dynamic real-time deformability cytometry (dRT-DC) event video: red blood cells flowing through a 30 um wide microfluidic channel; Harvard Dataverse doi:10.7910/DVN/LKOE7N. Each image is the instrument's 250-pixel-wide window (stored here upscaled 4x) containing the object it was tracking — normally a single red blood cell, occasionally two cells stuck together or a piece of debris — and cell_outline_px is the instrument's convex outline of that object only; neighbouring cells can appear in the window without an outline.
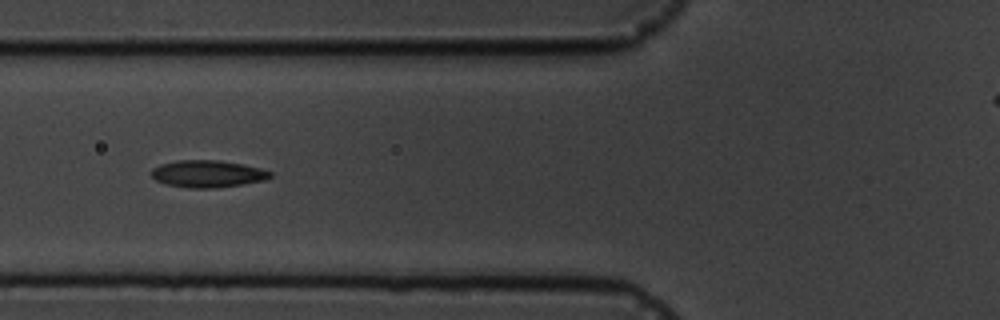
{"species": "common noctule bat (a hibernating species)", "species_latin": "Nyctalus noctula", "temperature_condition": "cold", "stored_images_in_passage": 10, "camera_frame_rate_fps": 3000, "um_per_image_px": 0.085, "animal": {"sex": "male", "body_mass_g": 19.5, "forearm_length_mm": 54.6}, "frame": {"image": 1, "passage_image": 7, "time_ms": 7.0, "image_size_px": [1000, 320], "cell_outline_px": [[272, 176], [264, 180], [244, 184], [216, 188], [188, 188], [164, 184], [156, 180], [152, 176], [152, 168], [160, 164], [176, 160], [220, 160], [244, 164], [260, 168], [272, 172]], "centroid_in_image_um": [17.64, 14.77], "position_along_channel_um": 108.2, "area_um2": 18.96}}
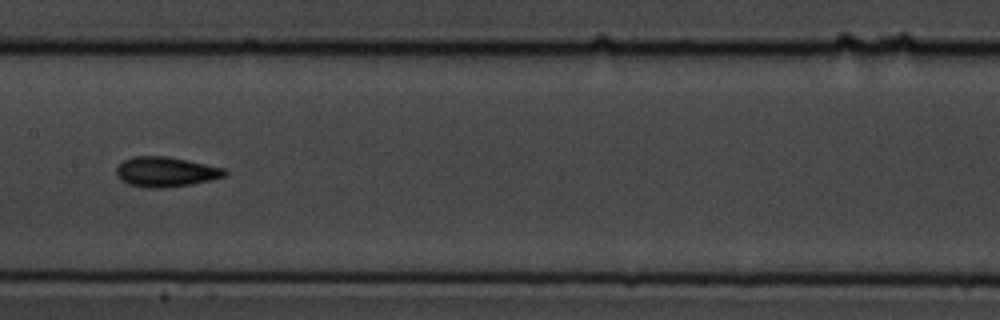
{"frame": {"image": 2, "passage_image": 9, "time_ms": 9.333, "image_size_px": [1000, 320], "cell_outline_px": [[228, 172], [224, 176], [192, 184], [160, 188], [148, 188], [128, 184], [120, 180], [116, 176], [116, 168], [124, 160], [132, 156], [168, 156], [188, 160], [224, 168]], "centroid_in_image_um": [14.05, 14.6], "position_along_channel_um": 193.3, "area_um2": 18.9}}
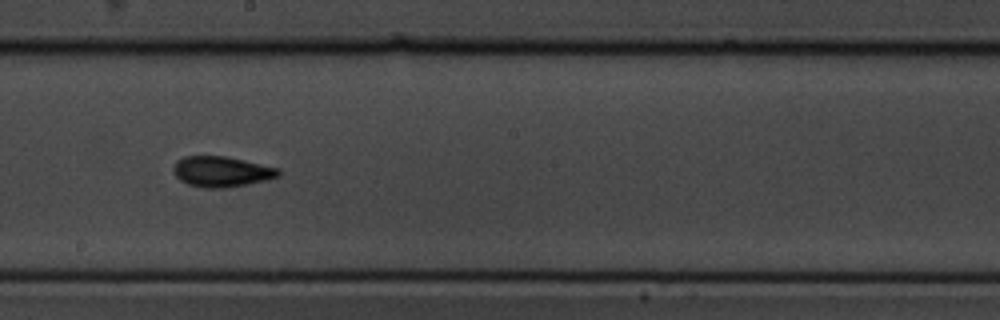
{"frame": {"image": 3, "passage_image": 10, "time_ms": 10.333, "image_size_px": [1000, 320], "cell_outline_px": [[280, 176], [268, 180], [248, 184], [224, 188], [204, 188], [188, 184], [180, 180], [176, 176], [172, 168], [176, 160], [184, 156], [228, 156], [280, 168]], "centroid_in_image_um": [18.85, 14.58], "position_along_channel_um": 229.4, "area_um2": 18.96}}